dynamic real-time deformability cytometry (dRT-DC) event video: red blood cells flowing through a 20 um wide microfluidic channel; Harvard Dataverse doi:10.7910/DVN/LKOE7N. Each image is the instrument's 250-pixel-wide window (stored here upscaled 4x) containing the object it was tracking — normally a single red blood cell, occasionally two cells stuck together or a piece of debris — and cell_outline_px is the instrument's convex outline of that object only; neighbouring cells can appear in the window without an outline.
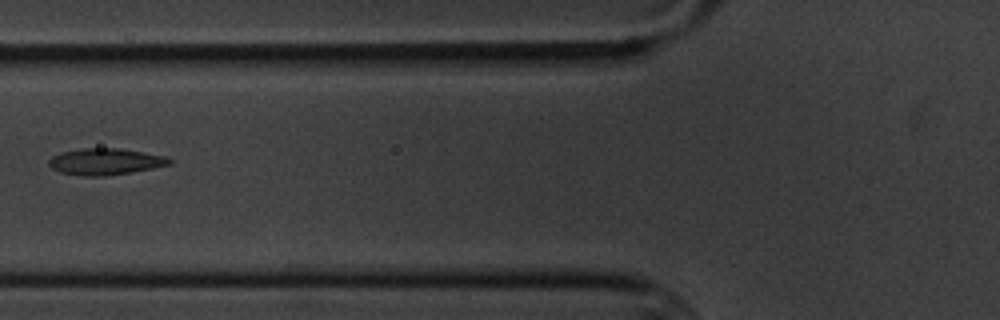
{"species": "common noctule bat (a hibernating species)", "species_latin": "Nyctalus noctula", "temperature_condition": "cold", "stored_images_in_passage": 12, "camera_frame_rate_fps": 3000, "um_per_image_px": 0.085, "animal": {"sex": "male", "body_mass_g": 20.1, "forearm_length_mm": 53.5}, "frame": {"image": 1, "passage_image": 3, "time_ms": 2.333, "image_size_px": [1000, 320], "cell_outline_px": [[172, 164], [132, 172], [104, 176], [84, 176], [60, 172], [52, 168], [48, 164], [48, 160], [52, 156], [60, 152], [80, 148], [120, 148], [144, 152], [164, 156], [172, 160]], "centroid_in_image_um": [8.93, 13.73], "position_along_channel_um": 116.9, "area_um2": 18.67}}
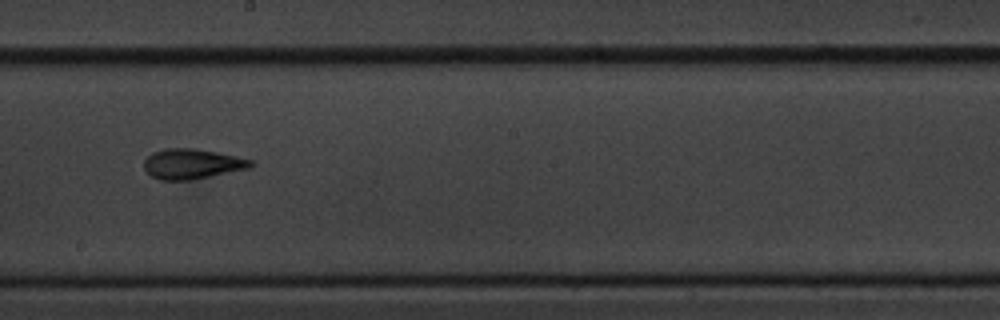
{"frame": {"image": 2, "passage_image": 6, "time_ms": 5.667, "image_size_px": [1000, 320], "cell_outline_px": [[256, 164], [248, 168], [192, 180], [160, 180], [152, 176], [144, 168], [144, 160], [152, 152], [164, 148], [192, 148], [216, 152], [256, 160]], "centroid_in_image_um": [16.34, 13.92], "position_along_channel_um": 231.9, "area_um2": 18.79}}
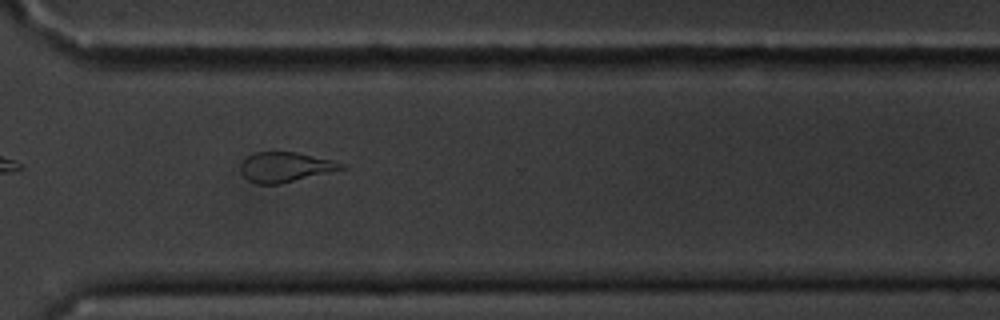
{"frame": {"image": 3, "passage_image": 9, "time_ms": 9.0, "image_size_px": [1000, 320], "cell_outline_px": [[348, 168], [280, 184], [256, 184], [248, 180], [240, 172], [240, 164], [248, 156], [256, 152], [296, 152], [332, 160], [348, 164]], "centroid_in_image_um": [24.28, 14.21], "position_along_channel_um": 346.3, "area_um2": 17.69}, "authors_computed_cell_mechanics": {"area_um2": 18.3804, "velocity_mm_per_s": 3.4358, "shape_relaxation_time_tau1_ms": 4.446, "shape_relaxation_time_tau2_ms": 1.3936, "deformation_change_tau1": 0.0991, "deformation_change_tau2": 0.0786}}